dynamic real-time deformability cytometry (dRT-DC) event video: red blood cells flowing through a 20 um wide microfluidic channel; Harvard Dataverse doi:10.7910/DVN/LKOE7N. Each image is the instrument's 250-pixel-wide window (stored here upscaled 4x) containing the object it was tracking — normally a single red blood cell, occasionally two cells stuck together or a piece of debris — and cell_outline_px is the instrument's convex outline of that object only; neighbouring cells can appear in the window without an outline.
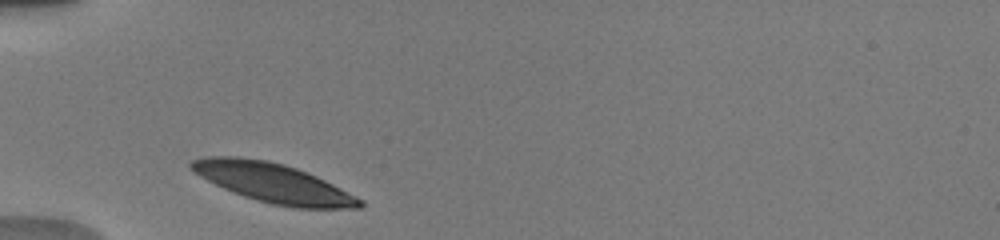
{"species": "human", "species_latin": "Homo sapiens", "temperature_condition": "warm", "stored_images_in_passage": 15, "camera_frame_rate_fps": 3000, "um_per_image_px": 0.085, "donor": {"sex": "male"}, "frame": {"image": 1, "passage_image": 2, "time_ms": 0.333, "image_size_px": [1000, 240], "cell_outline_px": [[364, 204], [360, 208], [292, 208], [272, 204], [256, 200], [244, 196], [224, 188], [200, 176], [188, 168], [188, 164], [192, 160], [208, 156], [236, 156], [264, 160], [284, 164], [296, 168], [316, 176], [364, 200]], "centroid_in_image_um": [23.22, 15.55], "position_along_channel_um": 61.8, "area_um2": 38.32}}
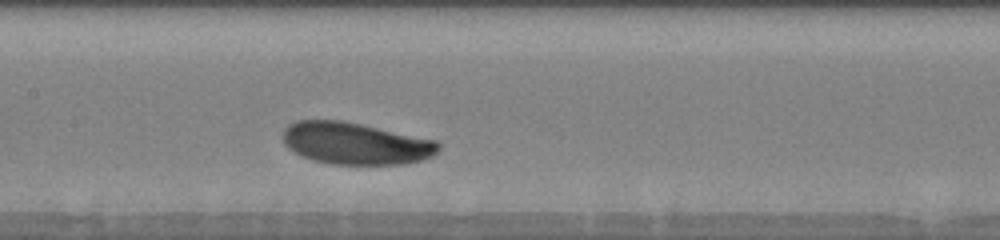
{"frame": {"image": 2, "passage_image": 8, "time_ms": 3.667, "image_size_px": [1000, 240], "cell_outline_px": [[440, 148], [432, 156], [424, 160], [404, 164], [332, 164], [312, 160], [300, 156], [288, 148], [284, 144], [284, 128], [288, 124], [296, 120], [344, 120], [436, 140], [440, 144]], "centroid_in_image_um": [30.21, 12.19], "position_along_channel_um": 177.2, "area_um2": 38.32}}
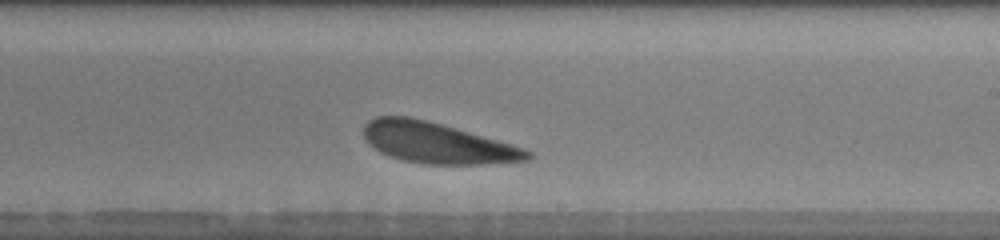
{"frame": {"image": 3, "passage_image": 12, "time_ms": 5.667, "image_size_px": [1000, 240], "cell_outline_px": [[532, 156], [528, 160], [484, 164], [420, 164], [400, 160], [388, 156], [380, 152], [368, 144], [364, 136], [364, 124], [368, 120], [376, 116], [408, 116], [440, 124], [512, 144], [524, 148], [532, 152]], "centroid_in_image_um": [37.11, 12.16], "position_along_channel_um": 251.9, "area_um2": 38.84}}